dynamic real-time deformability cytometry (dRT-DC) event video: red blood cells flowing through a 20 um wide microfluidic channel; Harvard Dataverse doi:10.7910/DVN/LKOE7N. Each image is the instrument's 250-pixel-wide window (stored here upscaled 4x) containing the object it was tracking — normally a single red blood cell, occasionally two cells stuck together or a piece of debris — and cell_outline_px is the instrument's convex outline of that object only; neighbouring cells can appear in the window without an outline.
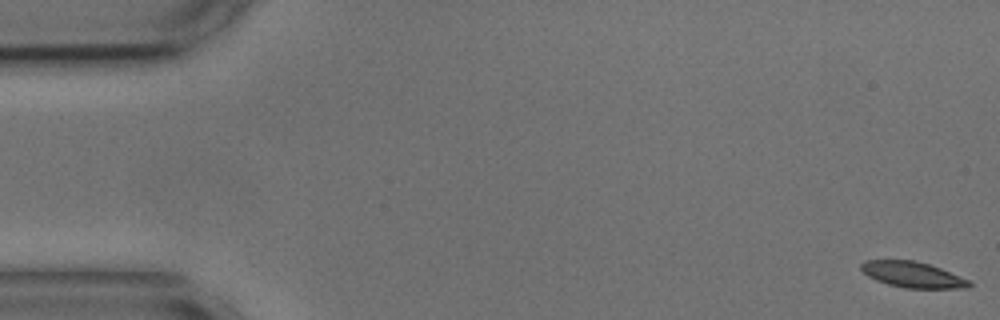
{"species": "common noctule bat (a hibernating species)", "species_latin": "Nyctalus noctula", "temperature_condition": "cold", "stored_images_in_passage": 55, "camera_frame_rate_fps": 3000, "um_per_image_px": 0.085, "animal": {"sex": "male", "body_mass_g": 17.9, "forearm_length_mm": 54.2}, "frame": {"image": 1, "passage_image": 1, "time_ms": 0.0, "image_size_px": [1000, 320], "cell_outline_px": [[972, 284], [964, 288], [904, 288], [888, 284], [876, 280], [868, 276], [860, 268], [860, 264], [864, 260], [916, 260], [940, 268], [968, 280]], "centroid_in_image_um": [77.52, 23.33], "position_along_channel_um": 7.5, "area_um2": 16.07}}
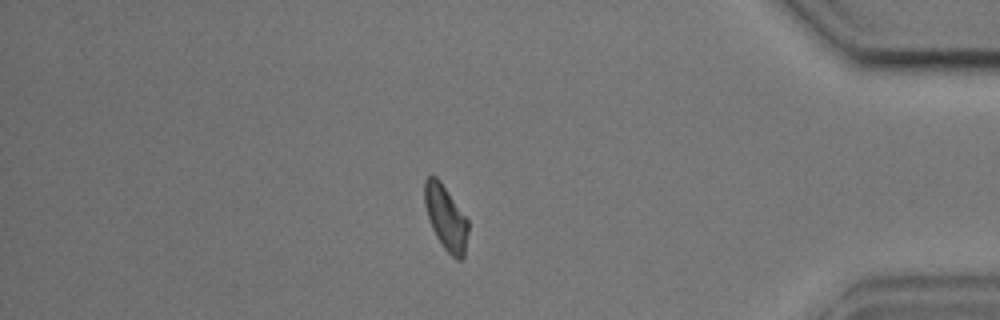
{"frame": {"image": 2, "passage_image": 47, "time_ms": 15.333, "image_size_px": [1000, 320], "cell_outline_px": [[468, 232], [464, 256], [460, 260], [456, 260], [444, 248], [436, 236], [428, 220], [424, 204], [424, 180], [428, 176], [436, 176], [440, 180], [468, 220]], "centroid_in_image_um": [37.88, 18.5], "position_along_channel_um": 397.3, "area_um2": 16.42}}
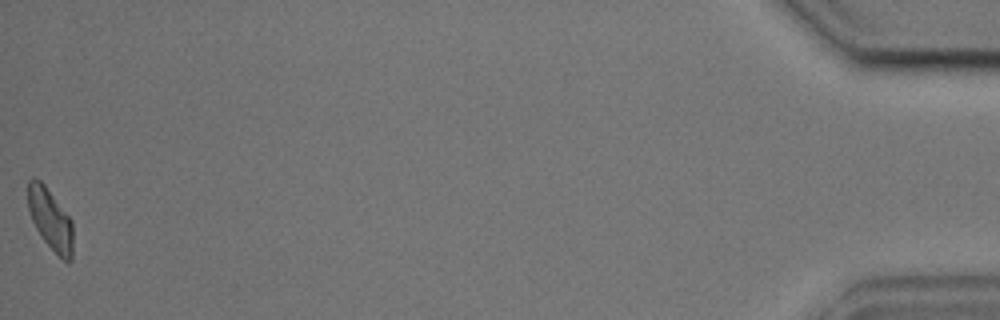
{"frame": {"image": 3, "passage_image": 55, "time_ms": 18.0, "image_size_px": [1000, 320], "cell_outline_px": [[72, 260], [68, 264], [40, 236], [32, 220], [28, 208], [28, 180], [32, 176], [36, 176], [44, 184], [72, 220]], "centroid_in_image_um": [4.27, 18.61], "position_along_channel_um": 430.9, "area_um2": 16.01}, "authors_computed_cell_mechanics": {"area_um2": 16.9354, "velocity_mm_per_s": 3.6329, "shape_relaxation_time_tau1_ms": 4.9944, "shape_relaxation_time_tau2_ms": null, "deformation_change_tau1": 0.1173, "deformation_change_tau2": null}}